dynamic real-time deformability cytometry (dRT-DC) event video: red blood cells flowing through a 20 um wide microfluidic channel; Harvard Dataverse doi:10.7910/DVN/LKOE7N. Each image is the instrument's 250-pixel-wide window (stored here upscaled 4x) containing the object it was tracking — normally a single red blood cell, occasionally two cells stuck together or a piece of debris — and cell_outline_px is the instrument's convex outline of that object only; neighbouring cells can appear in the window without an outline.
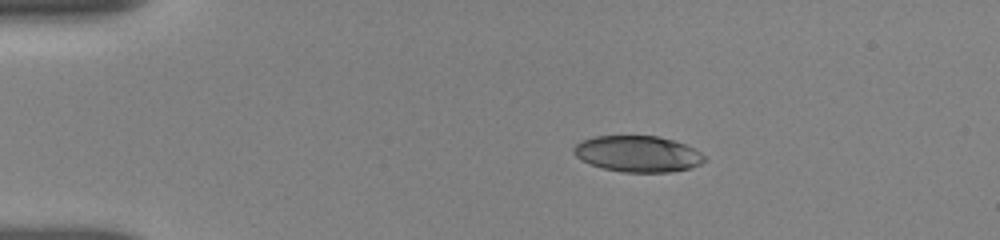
{"species": "human", "species_latin": "Homo sapiens", "temperature_condition": "room temperature", "stored_images_in_passage": 4, "camera_frame_rate_fps": 3000, "um_per_image_px": 0.085, "donor": {"sex": "female"}, "frame": {"image": 1, "passage_image": 1, "time_ms": 0.0, "image_size_px": [1000, 240], "cell_outline_px": [[704, 160], [700, 164], [692, 168], [668, 172], [624, 172], [604, 168], [580, 160], [572, 152], [572, 148], [580, 140], [596, 136], [656, 136], [672, 140], [684, 144], [700, 152], [704, 156]], "centroid_in_image_um": [54.17, 13.08], "position_along_channel_um": 30.8, "area_um2": 27.4}}